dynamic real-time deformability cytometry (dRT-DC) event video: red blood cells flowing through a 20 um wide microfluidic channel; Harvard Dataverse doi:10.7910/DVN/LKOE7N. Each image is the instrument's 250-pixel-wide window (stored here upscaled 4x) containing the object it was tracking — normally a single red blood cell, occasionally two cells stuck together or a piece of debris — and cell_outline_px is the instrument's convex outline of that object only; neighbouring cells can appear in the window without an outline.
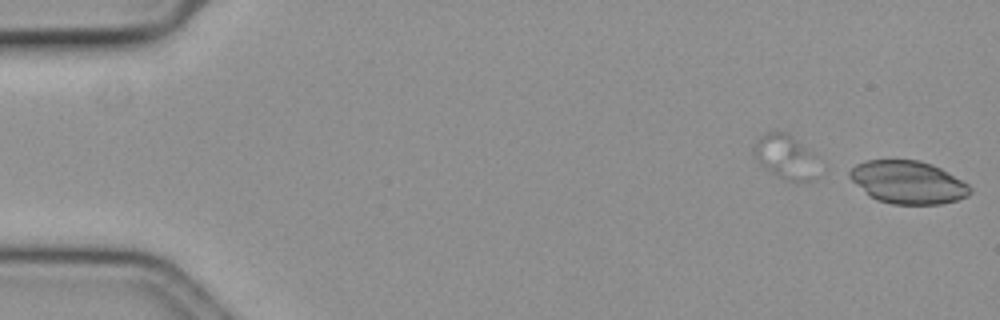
{"species": "common noctule bat (a hibernating species)", "species_latin": "Nyctalus noctula", "temperature_condition": "cold", "stored_images_in_passage": 7, "segment_of_instrument_passage": [2, 2], "camera_frame_rate_fps": 3000, "um_per_image_px": 0.085, "animal": {"sex": "female", "body_mass_g": 19.3, "forearm_length_mm": 54.1}, "frame": {"image": 1, "passage_image": 7, "time_ms": 2.0, "image_size_px": [1000, 320], "cell_outline_px": [[972, 192], [968, 196], [956, 200], [940, 204], [892, 204], [876, 200], [868, 196], [848, 176], [848, 172], [856, 164], [868, 160], [920, 160], [932, 164], [940, 168], [968, 184], [972, 188]], "centroid_in_image_um": [77.16, 15.5], "position_along_channel_um": 7.8, "area_um2": 30.06}}